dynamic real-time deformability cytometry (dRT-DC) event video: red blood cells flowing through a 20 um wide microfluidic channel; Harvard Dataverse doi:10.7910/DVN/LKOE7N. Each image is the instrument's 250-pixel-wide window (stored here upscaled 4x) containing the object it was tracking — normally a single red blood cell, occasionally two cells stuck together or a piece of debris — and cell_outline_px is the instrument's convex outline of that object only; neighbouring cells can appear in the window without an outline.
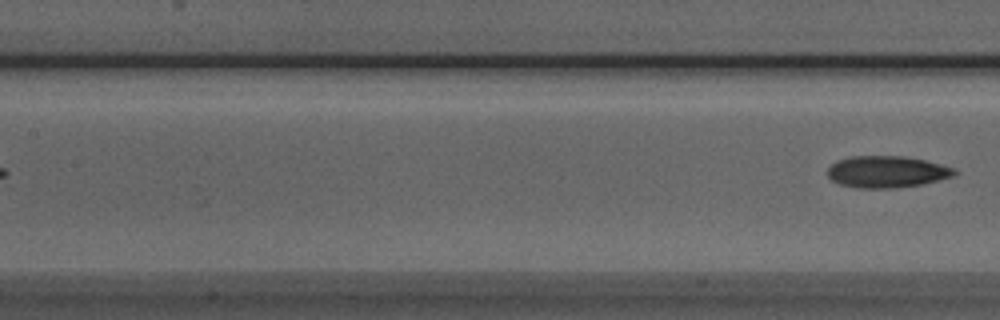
{"species": "Egyptian fruit bat (a non-hibernating species)", "species_latin": "Rousettus aegyptiacus", "temperature_condition": "room temperature", "stored_images_in_passage": 6, "camera_frame_rate_fps": 3000, "um_per_image_px": 0.085, "animal": {"sex": "male"}, "frame": {"image": 1, "passage_image": 6, "time_ms": 6.667, "image_size_px": [1000, 320], "cell_outline_px": [[956, 172], [952, 176], [920, 184], [896, 188], [856, 188], [840, 184], [832, 180], [828, 176], [828, 168], [836, 160], [852, 156], [904, 156], [924, 160], [956, 168]], "centroid_in_image_um": [75.34, 14.6], "position_along_channel_um": 132.1, "area_um2": 23.29}}